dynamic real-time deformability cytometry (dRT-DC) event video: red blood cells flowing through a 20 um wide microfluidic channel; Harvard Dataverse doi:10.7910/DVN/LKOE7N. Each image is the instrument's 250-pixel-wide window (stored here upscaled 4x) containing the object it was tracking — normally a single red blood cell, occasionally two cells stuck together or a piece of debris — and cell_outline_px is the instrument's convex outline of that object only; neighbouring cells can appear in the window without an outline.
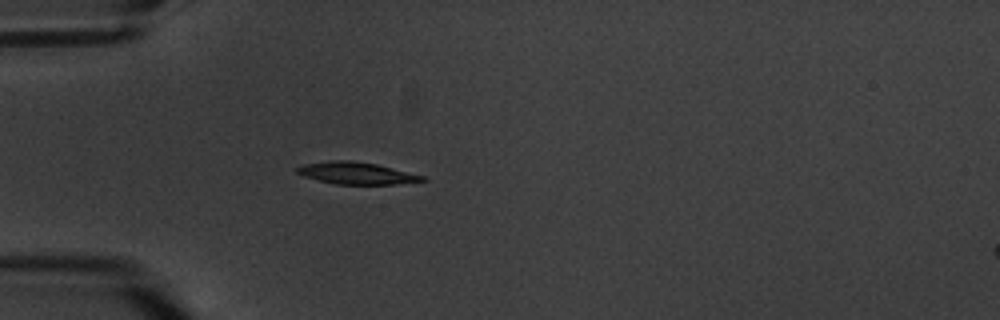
{"species": "common noctule bat (a hibernating species)", "species_latin": "Nyctalus noctula", "temperature_condition": "warm", "stored_images_in_passage": 3, "camera_frame_rate_fps": 3000, "um_per_image_px": 0.085, "animal": {"sex": "male", "body_mass_g": 20.1, "forearm_length_mm": 53.5}, "frame": {"image": 1, "passage_image": 3, "time_ms": 3.333, "image_size_px": [1000, 320], "cell_outline_px": [[428, 180], [396, 184], [336, 184], [304, 176], [296, 172], [296, 168], [304, 164], [328, 160], [348, 160], [376, 164], [424, 176]], "centroid_in_image_um": [30.28, 14.71], "position_along_channel_um": 54.7, "area_um2": 15.84}}